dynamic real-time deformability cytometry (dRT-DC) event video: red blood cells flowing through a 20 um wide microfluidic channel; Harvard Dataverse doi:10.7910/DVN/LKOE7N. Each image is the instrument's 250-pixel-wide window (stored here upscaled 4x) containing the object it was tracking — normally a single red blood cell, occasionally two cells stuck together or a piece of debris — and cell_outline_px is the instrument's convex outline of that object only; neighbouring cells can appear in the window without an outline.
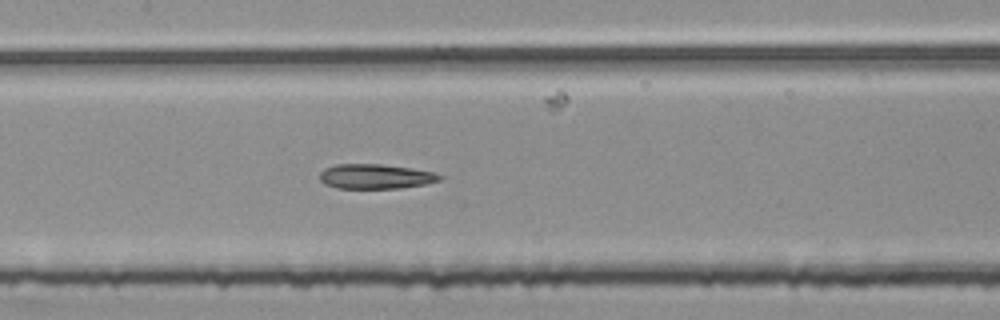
{"species": "common noctule bat (a hibernating species)", "species_latin": "Nyctalus noctula", "temperature_condition": "room temperature", "stored_images_in_passage": 53, "segment_of_instrument_passage": [2, 2], "camera_frame_rate_fps": 3000, "um_per_image_px": 0.085, "animal": {"sex": "female", "body_mass_g": 25.1}, "frame": {"image": 1, "passage_image": 25, "time_ms": 8.0, "image_size_px": [1000, 320], "cell_outline_px": [[444, 176], [440, 180], [424, 184], [404, 188], [336, 188], [324, 184], [320, 180], [320, 172], [324, 168], [336, 164], [380, 164], [412, 168], [436, 172]], "centroid_in_image_um": [31.93, 14.99], "position_along_channel_um": 175.5, "area_um2": 17.46}}
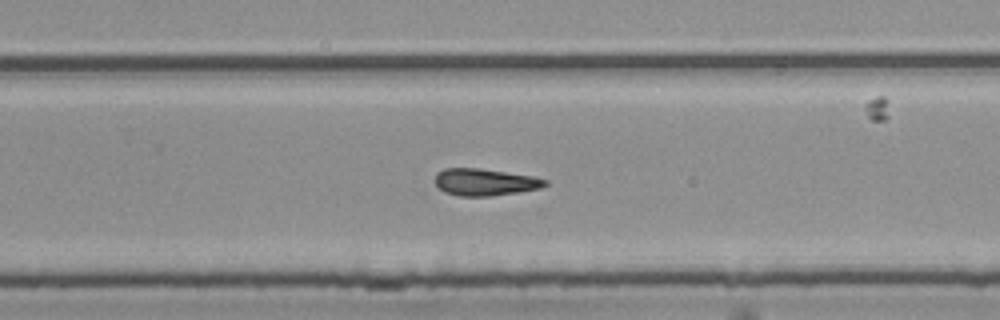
{"frame": {"image": 2, "passage_image": 34, "time_ms": 11.0, "image_size_px": [1000, 320], "cell_outline_px": [[548, 184], [540, 188], [492, 196], [460, 196], [444, 192], [436, 184], [436, 172], [444, 168], [480, 168], [532, 176], [548, 180]], "centroid_in_image_um": [41.21, 15.47], "position_along_channel_um": 288.6, "area_um2": 17.22}}
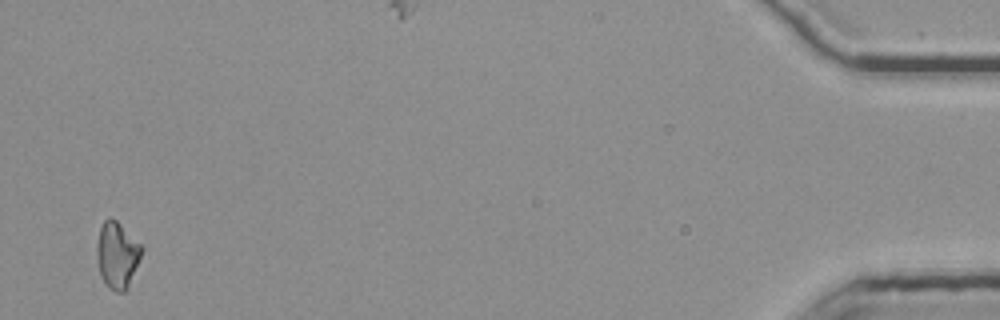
{"frame": {"image": 3, "passage_image": 52, "time_ms": 17.0, "image_size_px": [1000, 320], "cell_outline_px": [[144, 248], [128, 288], [124, 292], [116, 292], [108, 288], [104, 284], [100, 276], [96, 260], [96, 244], [100, 228], [104, 220], [108, 216], [112, 216]], "centroid_in_image_um": [9.93, 21.69], "position_along_channel_um": 425.3, "area_um2": 17.63}}